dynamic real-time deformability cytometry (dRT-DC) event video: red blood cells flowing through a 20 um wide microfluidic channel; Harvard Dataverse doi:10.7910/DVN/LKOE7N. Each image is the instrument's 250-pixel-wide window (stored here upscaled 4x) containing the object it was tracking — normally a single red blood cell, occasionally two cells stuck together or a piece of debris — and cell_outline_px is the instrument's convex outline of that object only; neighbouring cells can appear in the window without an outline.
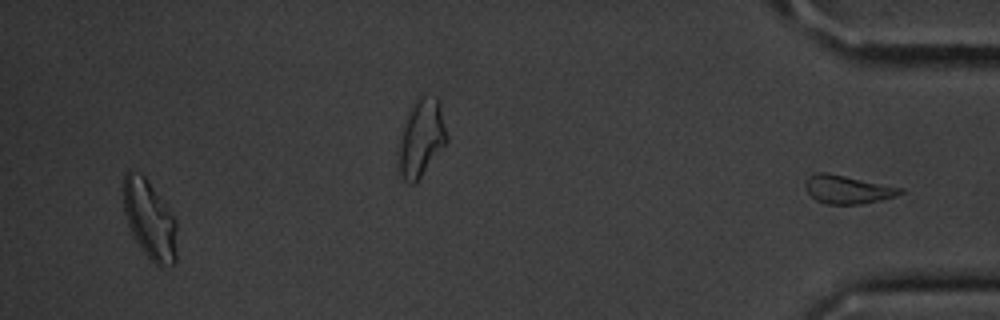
{"species": "common noctule bat (a hibernating species)", "species_latin": "Nyctalus noctula", "temperature_condition": "cold", "stored_images_in_passage": 50, "segment_of_instrument_passage": [2, 2], "camera_frame_rate_fps": 3000, "um_per_image_px": 0.085, "animal": {"sex": "male", "body_mass_g": 20.1, "forearm_length_mm": 53.5}, "frame": {"image": 1, "passage_image": 50, "time_ms": 16.333, "image_size_px": [1000, 320], "cell_outline_px": [[904, 192], [896, 196], [880, 200], [860, 204], [828, 204], [816, 200], [808, 192], [804, 184], [808, 176], [816, 172], [824, 172], [904, 188]], "centroid_in_image_um": [72.04, 16.1], "position_along_channel_um": 363.2, "area_um2": 15.49}}